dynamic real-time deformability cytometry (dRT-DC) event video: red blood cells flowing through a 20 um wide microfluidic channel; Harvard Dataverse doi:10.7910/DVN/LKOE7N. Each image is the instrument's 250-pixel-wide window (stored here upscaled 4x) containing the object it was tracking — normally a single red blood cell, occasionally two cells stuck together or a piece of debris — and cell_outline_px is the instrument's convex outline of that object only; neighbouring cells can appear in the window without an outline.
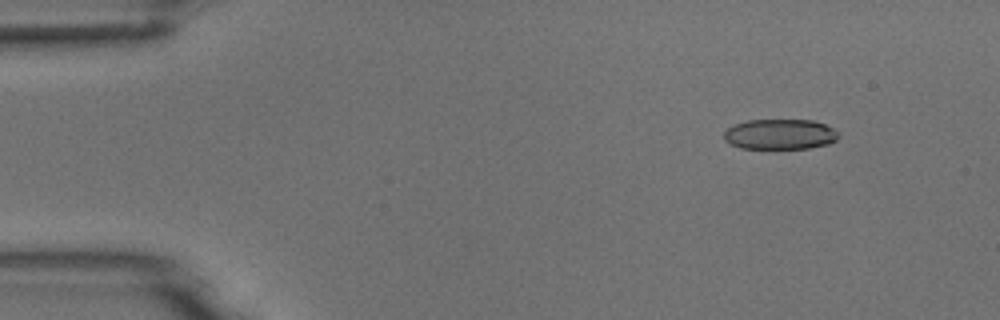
{"species": "common noctule bat (a hibernating species)", "species_latin": "Nyctalus noctula", "temperature_condition": "room temperature", "stored_images_in_passage": 9, "camera_frame_rate_fps": 3000, "um_per_image_px": 0.085, "animal": {"sex": "male", "body_mass_g": 18.8}, "frame": {"image": 1, "passage_image": 2, "time_ms": 1.0, "image_size_px": [1000, 320], "cell_outline_px": [[840, 136], [836, 140], [828, 144], [808, 148], [740, 148], [724, 140], [724, 132], [728, 128], [736, 124], [748, 120], [812, 120], [824, 124], [832, 128]], "centroid_in_image_um": [66.3, 11.41], "position_along_channel_um": 18.7, "area_um2": 20.06}}